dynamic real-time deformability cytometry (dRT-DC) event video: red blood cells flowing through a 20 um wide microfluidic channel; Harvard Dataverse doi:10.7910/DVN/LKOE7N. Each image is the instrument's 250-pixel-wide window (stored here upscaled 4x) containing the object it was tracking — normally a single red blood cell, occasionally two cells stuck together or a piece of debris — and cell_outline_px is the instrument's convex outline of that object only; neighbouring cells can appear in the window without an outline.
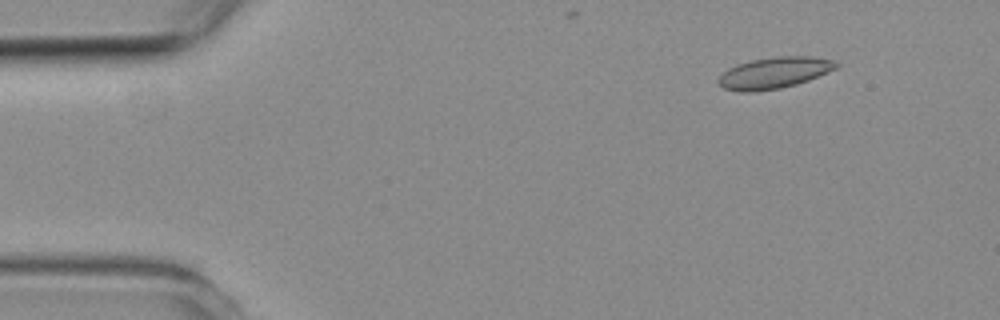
{"species": "common noctule bat (a hibernating species)", "species_latin": "Nyctalus noctula", "temperature_condition": "room temperature", "stored_images_in_passage": 8, "camera_frame_rate_fps": 3000, "um_per_image_px": 0.085, "animal": {"sex": "female", "body_mass_g": 19.3, "forearm_length_mm": 54.1}, "frame": {"image": 1, "passage_image": 2, "time_ms": 1.0, "image_size_px": [1000, 320], "cell_outline_px": [[840, 64], [836, 68], [808, 80], [796, 84], [780, 88], [752, 92], [740, 92], [724, 88], [716, 80], [728, 68], [736, 64], [752, 60], [780, 56], [808, 56], [836, 60]], "centroid_in_image_um": [65.8, 6.19], "position_along_channel_um": 19.2, "area_um2": 21.39}}
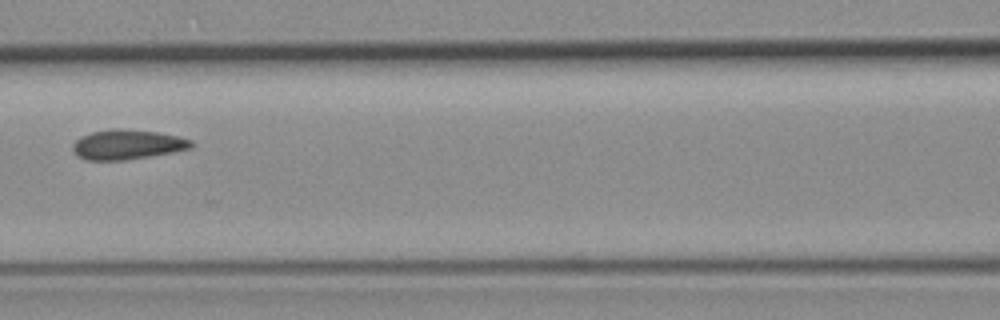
{"frame": {"image": 2, "passage_image": 6, "time_ms": 6.667, "image_size_px": [1000, 320], "cell_outline_px": [[196, 144], [192, 148], [172, 152], [124, 160], [84, 160], [76, 156], [72, 148], [72, 144], [76, 140], [92, 132], [112, 128], [156, 132], [176, 136], [192, 140]], "centroid_in_image_um": [10.81, 12.29], "position_along_channel_um": 155.8, "area_um2": 20.4}}
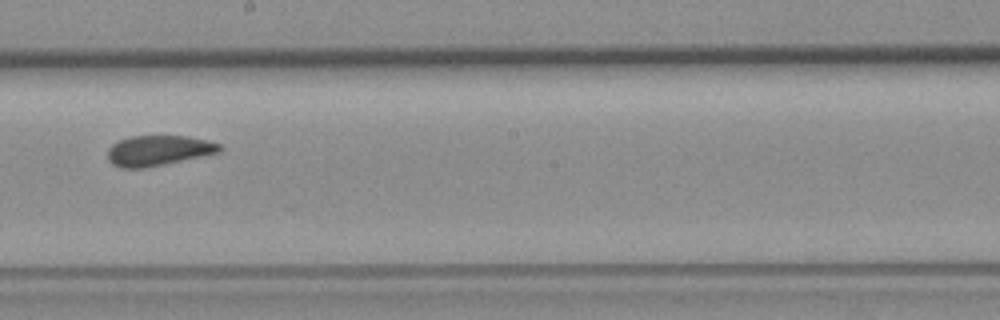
{"frame": {"image": 3, "passage_image": 8, "time_ms": 8.667, "image_size_px": [1000, 320], "cell_outline_px": [[224, 148], [220, 152], [164, 164], [144, 168], [120, 168], [112, 164], [108, 160], [108, 148], [112, 144], [120, 140], [132, 136], [184, 136], [208, 140], [220, 144]], "centroid_in_image_um": [13.46, 12.8], "position_along_channel_um": 234.7, "area_um2": 19.71}}